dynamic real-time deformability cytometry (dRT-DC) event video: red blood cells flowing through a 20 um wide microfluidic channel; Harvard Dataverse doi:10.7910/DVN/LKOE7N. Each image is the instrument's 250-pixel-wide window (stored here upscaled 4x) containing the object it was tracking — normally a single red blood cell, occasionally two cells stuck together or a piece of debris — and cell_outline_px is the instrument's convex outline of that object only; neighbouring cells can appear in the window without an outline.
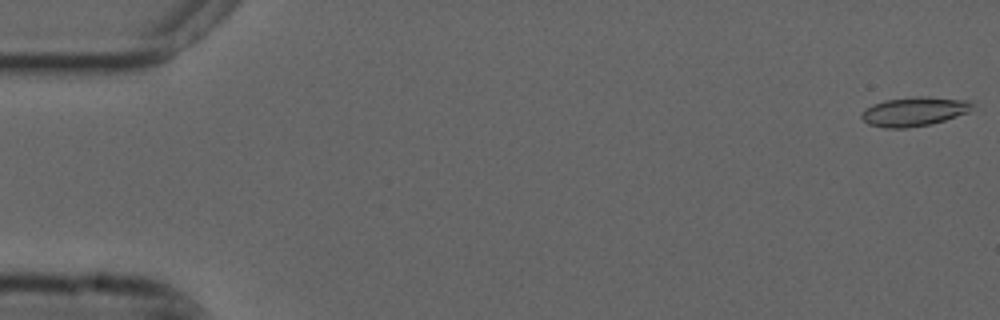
{"species": "common noctule bat (a hibernating species)", "species_latin": "Nyctalus noctula", "temperature_condition": "cold", "stored_images_in_passage": 55, "camera_frame_rate_fps": 3000, "um_per_image_px": 0.085, "animal": {"sex": "male", "forearm_length_mm": 52.5}, "frame": {"image": 1, "passage_image": 1, "time_ms": 0.0, "image_size_px": [1000, 320], "cell_outline_px": [[972, 108], [968, 112], [932, 124], [904, 128], [884, 128], [868, 124], [860, 116], [860, 112], [864, 108], [872, 104], [884, 100], [916, 96], [924, 96], [972, 100]], "centroid_in_image_um": [77.67, 9.47], "position_along_channel_um": 7.3, "area_um2": 19.02}}
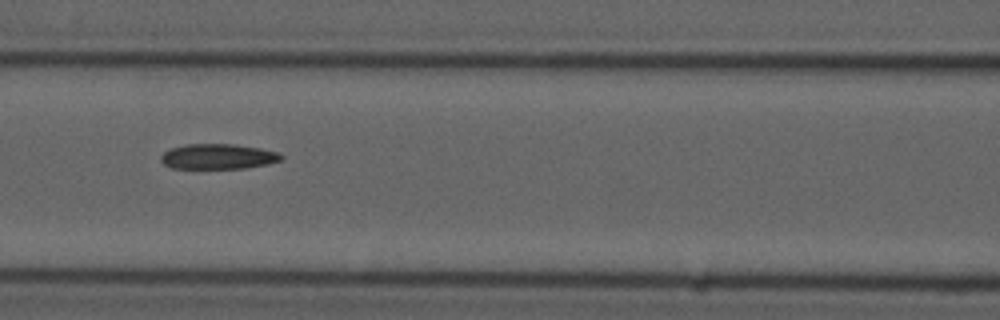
{"frame": {"image": 2, "passage_image": 24, "time_ms": 7.667, "image_size_px": [1000, 320], "cell_outline_px": [[284, 160], [268, 164], [244, 168], [172, 168], [164, 164], [160, 160], [160, 156], [164, 152], [172, 148], [188, 144], [232, 144], [260, 148], [280, 152], [284, 156]], "centroid_in_image_um": [18.59, 13.3], "position_along_channel_um": 148.0, "area_um2": 17.74}}
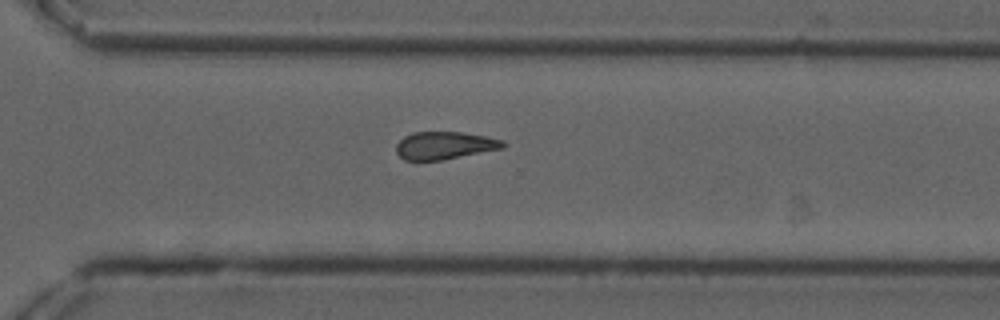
{"frame": {"image": 3, "passage_image": 39, "time_ms": 12.667, "image_size_px": [1000, 320], "cell_outline_px": [[508, 144], [504, 148], [440, 160], [404, 160], [396, 152], [396, 144], [404, 136], [412, 132], [460, 132], [484, 136], [504, 140]], "centroid_in_image_um": [37.79, 12.36], "position_along_channel_um": 332.8, "area_um2": 17.17}, "authors_computed_cell_mechanics": {"area_um2": 18.2648, "velocity_mm_per_s": 3.7046, "shape_relaxation_time_tau1_ms": null, "shape_relaxation_time_tau2_ms": 9.2412, "deformation_change_tau1": null, "deformation_change_tau2": 0.1848}}